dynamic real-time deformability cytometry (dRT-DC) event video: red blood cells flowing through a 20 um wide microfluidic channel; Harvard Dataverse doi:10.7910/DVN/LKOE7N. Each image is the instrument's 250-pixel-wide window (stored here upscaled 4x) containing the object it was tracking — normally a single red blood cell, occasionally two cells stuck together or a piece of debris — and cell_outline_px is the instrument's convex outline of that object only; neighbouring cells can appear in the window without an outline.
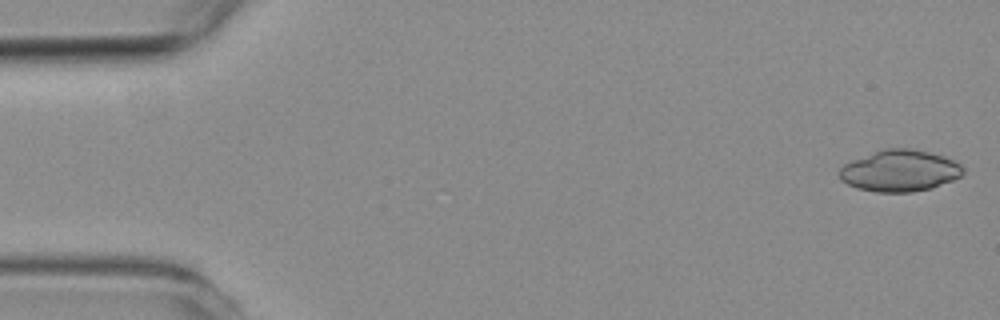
{"species": "common noctule bat (a hibernating species)", "species_latin": "Nyctalus noctula", "temperature_condition": "room temperature", "stored_images_in_passage": 9, "camera_frame_rate_fps": 3000, "um_per_image_px": 0.085, "animal": {"sex": "female", "body_mass_g": 19.3, "forearm_length_mm": 54.1}, "frame": {"image": 1, "passage_image": 1, "time_ms": 0.0, "image_size_px": [1000, 320], "cell_outline_px": [[964, 172], [960, 176], [952, 180], [932, 188], [912, 192], [876, 192], [856, 188], [840, 180], [840, 168], [844, 164], [852, 160], [884, 148], [912, 148], [944, 156], [960, 164], [964, 168]], "centroid_in_image_um": [76.47, 14.51], "position_along_channel_um": 8.5, "area_um2": 29.88}}